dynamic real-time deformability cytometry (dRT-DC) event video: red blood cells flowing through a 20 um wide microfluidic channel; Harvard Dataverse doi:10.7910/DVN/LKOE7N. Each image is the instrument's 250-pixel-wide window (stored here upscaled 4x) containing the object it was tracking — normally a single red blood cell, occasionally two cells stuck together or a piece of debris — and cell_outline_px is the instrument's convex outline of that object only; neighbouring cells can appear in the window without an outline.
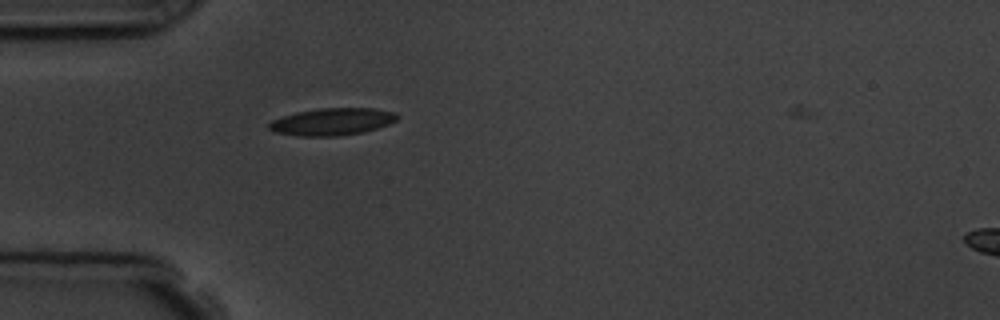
{"species": "common noctule bat (a hibernating species)", "species_latin": "Nyctalus noctula", "temperature_condition": "room temperature", "stored_images_in_passage": 2, "camera_frame_rate_fps": 3000, "um_per_image_px": 0.085, "animal": {"sex": "male", "body_mass_g": 19.5, "forearm_length_mm": 54.6}, "frame": {"image": 1, "passage_image": 1, "time_ms": 0.0, "image_size_px": [1000, 320], "cell_outline_px": [[396, 120], [388, 124], [364, 132], [340, 136], [296, 136], [272, 132], [268, 128], [268, 124], [272, 120], [296, 112], [320, 108], [372, 108], [396, 112]], "centroid_in_image_um": [28.19, 10.35], "position_along_channel_um": 56.8, "area_um2": 20.35}}